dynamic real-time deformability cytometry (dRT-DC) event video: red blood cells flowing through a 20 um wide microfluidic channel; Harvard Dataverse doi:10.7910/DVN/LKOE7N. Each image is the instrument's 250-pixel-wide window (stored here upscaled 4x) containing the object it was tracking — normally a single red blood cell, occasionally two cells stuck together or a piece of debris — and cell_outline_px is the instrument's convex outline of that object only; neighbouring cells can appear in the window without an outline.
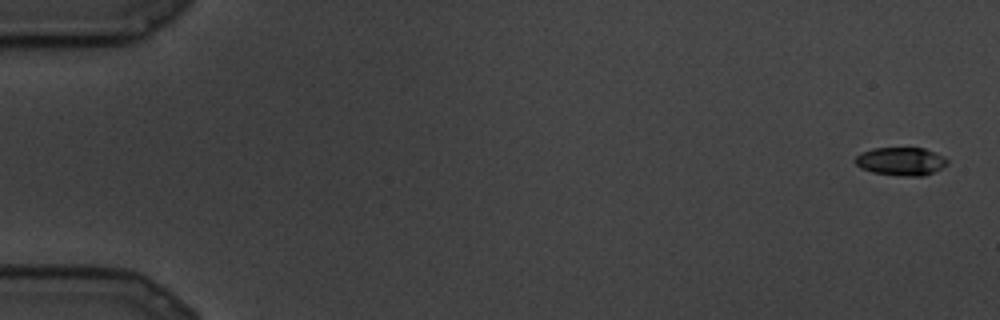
{"species": "common noctule bat (a hibernating species)", "species_latin": "Nyctalus noctula", "temperature_condition": "cold", "stored_images_in_passage": 10, "camera_frame_rate_fps": 3000, "um_per_image_px": 0.085, "animal": {"sex": "male", "body_mass_g": 19.5, "forearm_length_mm": 54.6}, "frame": {"image": 1, "passage_image": 1, "time_ms": 0.0, "image_size_px": [1000, 320], "cell_outline_px": [[948, 164], [924, 176], [904, 176], [872, 172], [860, 168], [852, 160], [860, 152], [872, 148], [924, 148], [944, 156], [948, 160]], "centroid_in_image_um": [76.54, 13.71], "position_along_channel_um": 8.5, "area_um2": 15.2}}
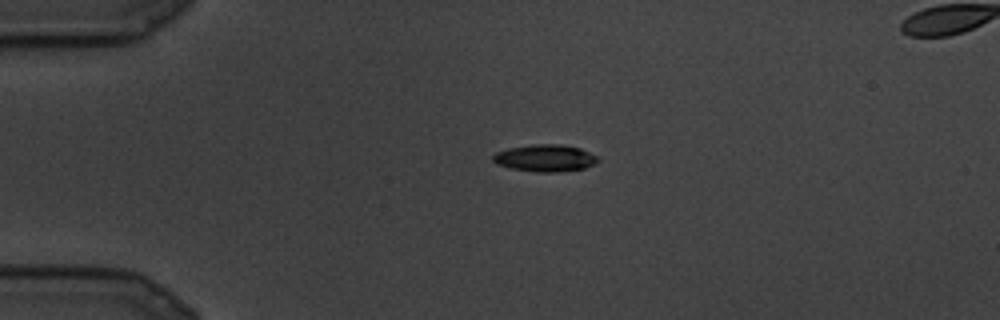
{"frame": {"image": 2, "passage_image": 6, "time_ms": 1.667, "image_size_px": [1000, 320], "cell_outline_px": [[600, 160], [584, 168], [564, 172], [536, 172], [512, 168], [496, 164], [492, 160], [492, 156], [496, 152], [508, 148], [532, 144], [560, 144], [580, 148], [596, 156]], "centroid_in_image_um": [46.31, 13.43], "position_along_channel_um": 38.7, "area_um2": 16.53}}